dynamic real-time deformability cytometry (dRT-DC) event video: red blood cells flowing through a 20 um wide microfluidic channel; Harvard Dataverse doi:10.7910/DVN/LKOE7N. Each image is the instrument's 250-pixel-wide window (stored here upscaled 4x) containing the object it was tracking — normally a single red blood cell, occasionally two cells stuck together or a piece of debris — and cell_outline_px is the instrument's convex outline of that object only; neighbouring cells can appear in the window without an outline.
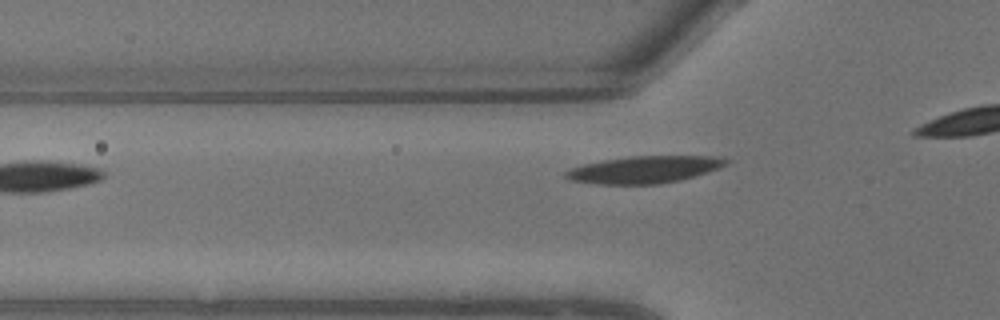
{"species": "common noctule bat (a hibernating species)", "species_latin": "Nyctalus noctula", "temperature_condition": "warm", "stored_images_in_passage": 3, "camera_frame_rate_fps": 3000, "um_per_image_px": 0.085, "animal": {"sex": "male", "body_mass_g": 13.3}, "frame": {"image": 1, "passage_image": 3, "time_ms": 0.667, "image_size_px": [1000, 320], "cell_outline_px": [[728, 164], [720, 168], [708, 172], [680, 180], [660, 184], [596, 184], [572, 180], [564, 176], [564, 172], [572, 168], [584, 164], [604, 160], [632, 156], [720, 156], [728, 160]], "centroid_in_image_um": [54.81, 14.41], "position_along_channel_um": 71.0, "area_um2": 25.26}}